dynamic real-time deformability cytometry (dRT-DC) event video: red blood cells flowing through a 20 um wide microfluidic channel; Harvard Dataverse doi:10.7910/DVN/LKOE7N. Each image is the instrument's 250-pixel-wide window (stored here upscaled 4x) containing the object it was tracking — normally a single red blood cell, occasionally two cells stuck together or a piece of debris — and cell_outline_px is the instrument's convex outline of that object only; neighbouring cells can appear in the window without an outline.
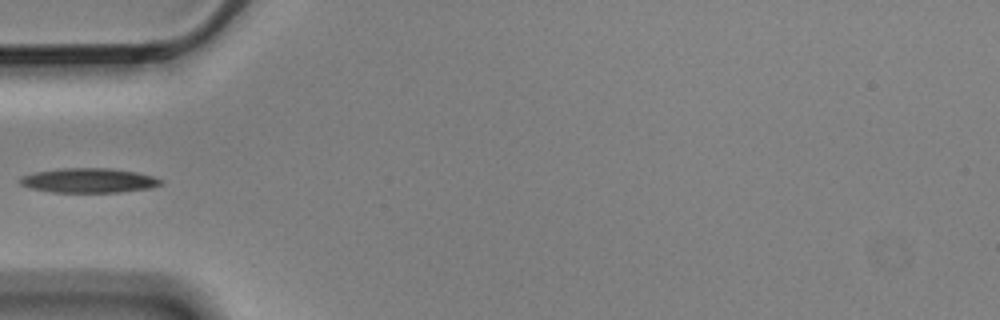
{"species": "Egyptian fruit bat (a non-hibernating species)", "species_latin": "Rousettus aegyptiacus", "temperature_condition": "cold", "stored_images_in_passage": 6, "camera_frame_rate_fps": 3000, "um_per_image_px": 0.085, "animal": {"sex": "male"}, "frame": {"image": 1, "passage_image": 6, "time_ms": 1.667, "image_size_px": [1000, 320], "cell_outline_px": [[164, 184], [152, 188], [120, 192], [52, 192], [28, 188], [20, 184], [16, 180], [20, 176], [36, 172], [60, 168], [108, 168], [136, 172], [152, 176], [164, 180]], "centroid_in_image_um": [7.53, 15.34], "position_along_channel_um": 77.5, "area_um2": 20.4}}